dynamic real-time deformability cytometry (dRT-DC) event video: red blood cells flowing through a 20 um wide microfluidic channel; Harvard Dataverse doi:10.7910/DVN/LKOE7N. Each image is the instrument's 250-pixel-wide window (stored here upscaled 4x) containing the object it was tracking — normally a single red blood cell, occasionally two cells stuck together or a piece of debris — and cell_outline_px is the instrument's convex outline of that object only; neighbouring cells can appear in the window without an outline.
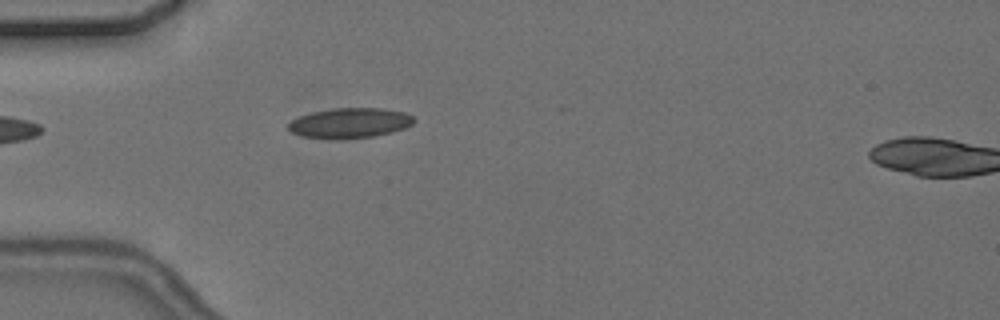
{"species": "common noctule bat (a hibernating species)", "species_latin": "Nyctalus noctula", "temperature_condition": "cold", "stored_images_in_passage": 6, "camera_frame_rate_fps": 3000, "um_per_image_px": 0.085, "animal": {"sex": "female", "body_mass_g": 24.6, "forearm_length_mm": 56.2}, "frame": {"image": 1, "passage_image": 5, "time_ms": 5.0, "image_size_px": [1000, 320], "cell_outline_px": [[416, 120], [412, 124], [404, 128], [392, 132], [372, 136], [328, 140], [300, 136], [292, 132], [288, 128], [288, 124], [292, 120], [300, 116], [312, 112], [332, 108], [380, 108], [404, 112], [412, 116]], "centroid_in_image_um": [29.71, 10.46], "position_along_channel_um": 55.3, "area_um2": 22.08}}